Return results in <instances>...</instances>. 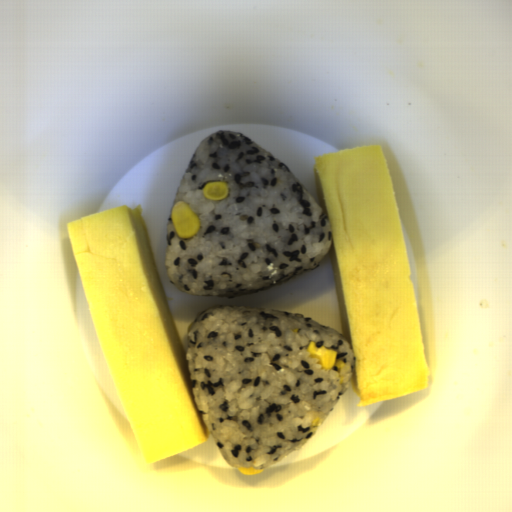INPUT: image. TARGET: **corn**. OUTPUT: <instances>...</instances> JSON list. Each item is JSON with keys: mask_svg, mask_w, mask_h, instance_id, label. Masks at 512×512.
I'll list each match as a JSON object with an SVG mask.
<instances>
[{"mask_svg": "<svg viewBox=\"0 0 512 512\" xmlns=\"http://www.w3.org/2000/svg\"><path fill=\"white\" fill-rule=\"evenodd\" d=\"M238 473H240L241 475H245V476H254V475H259L260 473H262L263 469H259V468H256L254 466H240L238 468H236Z\"/></svg>", "mask_w": 512, "mask_h": 512, "instance_id": "corn-4", "label": "corn"}, {"mask_svg": "<svg viewBox=\"0 0 512 512\" xmlns=\"http://www.w3.org/2000/svg\"><path fill=\"white\" fill-rule=\"evenodd\" d=\"M322 422H323V420L320 417L313 418V420L311 422L312 429L317 430L321 426Z\"/></svg>", "mask_w": 512, "mask_h": 512, "instance_id": "corn-5", "label": "corn"}, {"mask_svg": "<svg viewBox=\"0 0 512 512\" xmlns=\"http://www.w3.org/2000/svg\"><path fill=\"white\" fill-rule=\"evenodd\" d=\"M170 217L177 236L182 239H189L200 230V222L187 202L174 204Z\"/></svg>", "mask_w": 512, "mask_h": 512, "instance_id": "corn-1", "label": "corn"}, {"mask_svg": "<svg viewBox=\"0 0 512 512\" xmlns=\"http://www.w3.org/2000/svg\"><path fill=\"white\" fill-rule=\"evenodd\" d=\"M205 198L220 201L229 196V187L223 181L208 182L202 188Z\"/></svg>", "mask_w": 512, "mask_h": 512, "instance_id": "corn-3", "label": "corn"}, {"mask_svg": "<svg viewBox=\"0 0 512 512\" xmlns=\"http://www.w3.org/2000/svg\"><path fill=\"white\" fill-rule=\"evenodd\" d=\"M307 354L310 358L315 359L321 369H332L336 367L337 381L343 384L345 381L346 373L350 370L349 365H346L342 360L338 359V351L333 348L318 346L315 342H310L307 345Z\"/></svg>", "mask_w": 512, "mask_h": 512, "instance_id": "corn-2", "label": "corn"}]
</instances>
